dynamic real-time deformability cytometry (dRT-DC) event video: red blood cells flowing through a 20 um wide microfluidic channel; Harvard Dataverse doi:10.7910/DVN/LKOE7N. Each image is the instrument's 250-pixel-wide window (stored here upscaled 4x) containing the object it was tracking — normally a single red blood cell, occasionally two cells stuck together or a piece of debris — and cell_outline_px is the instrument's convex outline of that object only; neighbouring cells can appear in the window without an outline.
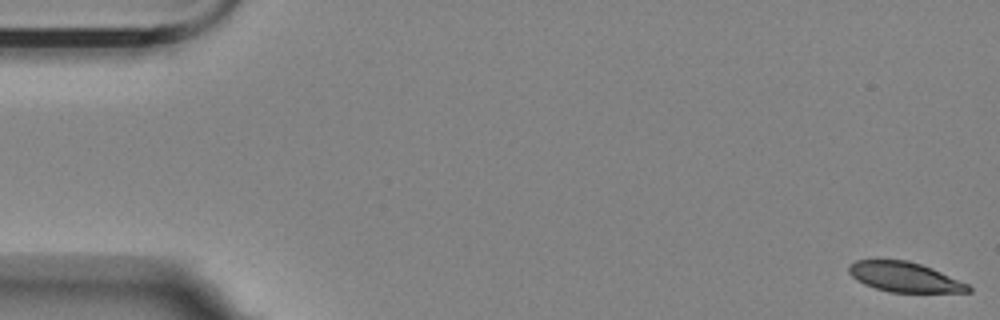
{"species": "Egyptian fruit bat (a non-hibernating species)", "species_latin": "Rousettus aegyptiacus", "temperature_condition": "room temperature", "stored_images_in_passage": 17, "camera_frame_rate_fps": 3000, "um_per_image_px": 0.085, "animal": {"sex": "female"}, "frame": {"image": 1, "passage_image": 1, "time_ms": 0.0, "image_size_px": [1000, 320], "cell_outline_px": [[972, 292], [888, 292], [864, 284], [856, 280], [848, 272], [848, 268], [856, 260], [908, 260], [932, 268], [968, 284], [972, 288]], "centroid_in_image_um": [76.89, 23.55], "position_along_channel_um": 8.1, "area_um2": 20.63}}
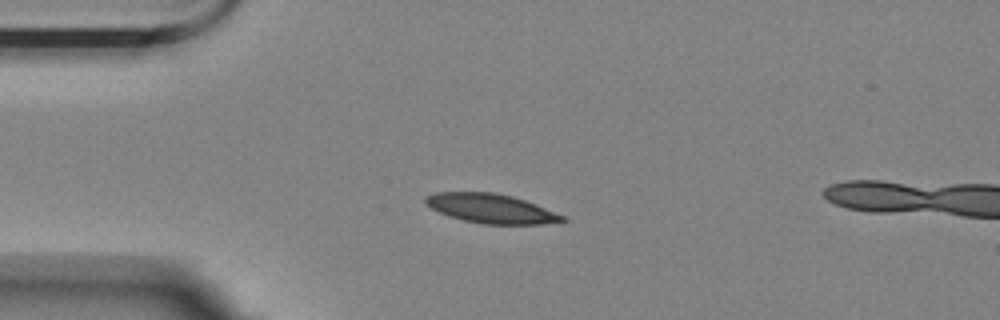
{"frame": {"image": 2, "passage_image": 14, "time_ms": 4.333, "image_size_px": [1000, 320], "cell_outline_px": [[568, 220], [540, 224], [480, 224], [448, 216], [424, 204], [424, 200], [428, 196], [436, 192], [492, 192], [512, 196], [536, 204], [564, 216]], "centroid_in_image_um": [41.72, 17.72], "position_along_channel_um": 43.3, "area_um2": 23.18}}